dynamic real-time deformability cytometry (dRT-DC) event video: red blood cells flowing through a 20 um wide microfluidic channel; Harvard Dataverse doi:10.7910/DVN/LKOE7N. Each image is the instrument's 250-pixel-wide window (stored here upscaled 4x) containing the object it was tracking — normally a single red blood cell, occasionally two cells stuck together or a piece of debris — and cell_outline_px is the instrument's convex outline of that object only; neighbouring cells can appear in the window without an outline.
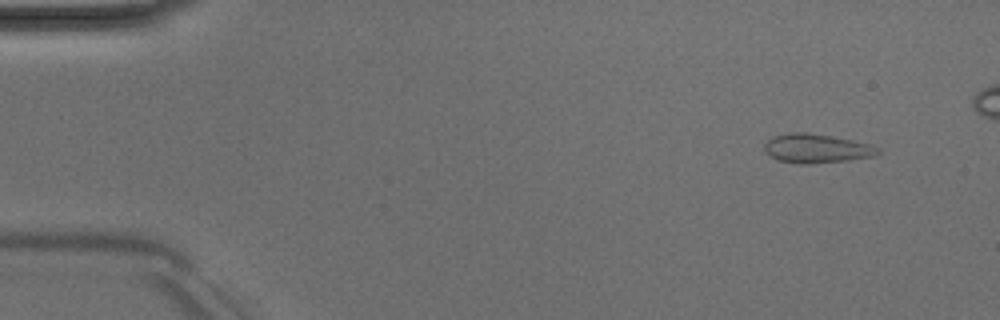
{"species": "Egyptian fruit bat (a non-hibernating species)", "species_latin": "Rousettus aegyptiacus", "temperature_condition": "room temperature", "stored_images_in_passage": 46, "camera_frame_rate_fps": 3000, "um_per_image_px": 0.085, "animal": {"sex": "male"}, "frame": {"image": 1, "passage_image": 4, "time_ms": 1.0, "image_size_px": [1000, 320], "cell_outline_px": [[880, 152], [876, 156], [848, 160], [808, 164], [800, 164], [776, 160], [764, 148], [764, 144], [772, 136], [792, 132], [808, 132], [832, 136], [872, 144], [880, 148]], "centroid_in_image_um": [69.44, 12.61], "position_along_channel_um": 15.6, "area_um2": 19.31}}
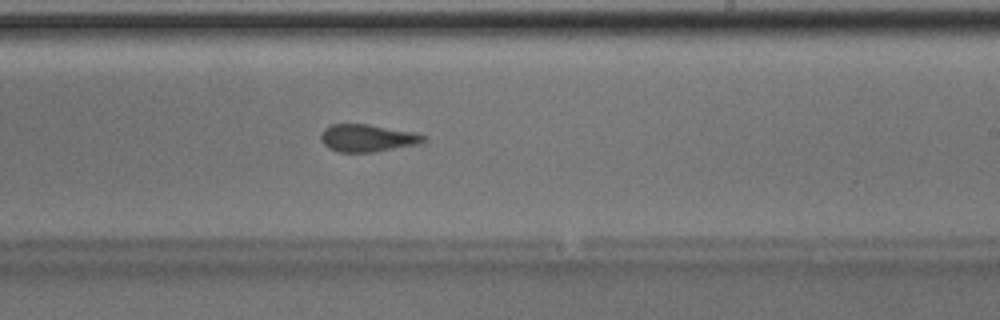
{"frame": {"image": 2, "passage_image": 30, "time_ms": 9.667, "image_size_px": [1000, 320], "cell_outline_px": [[428, 140], [420, 144], [372, 152], [340, 152], [328, 148], [320, 140], [320, 136], [324, 128], [332, 124], [368, 124], [420, 132], [428, 136]], "centroid_in_image_um": [31.31, 11.72], "position_along_channel_um": 257.7, "area_um2": 16.82}}
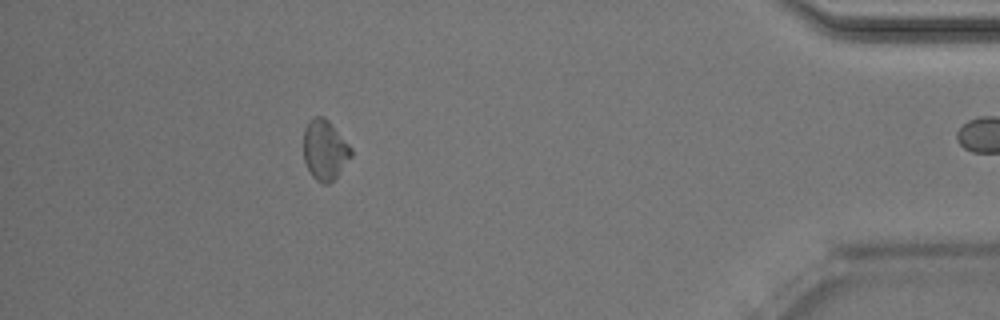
{"frame": {"image": 3, "passage_image": 45, "time_ms": 14.667, "image_size_px": [1000, 320], "cell_outline_px": [[352, 156], [336, 176], [328, 184], [324, 184], [316, 180], [312, 176], [304, 160], [304, 128], [308, 120], [312, 116], [324, 116], [328, 120], [352, 148]], "centroid_in_image_um": [27.59, 12.71], "position_along_channel_um": 407.6, "area_um2": 16.59}}